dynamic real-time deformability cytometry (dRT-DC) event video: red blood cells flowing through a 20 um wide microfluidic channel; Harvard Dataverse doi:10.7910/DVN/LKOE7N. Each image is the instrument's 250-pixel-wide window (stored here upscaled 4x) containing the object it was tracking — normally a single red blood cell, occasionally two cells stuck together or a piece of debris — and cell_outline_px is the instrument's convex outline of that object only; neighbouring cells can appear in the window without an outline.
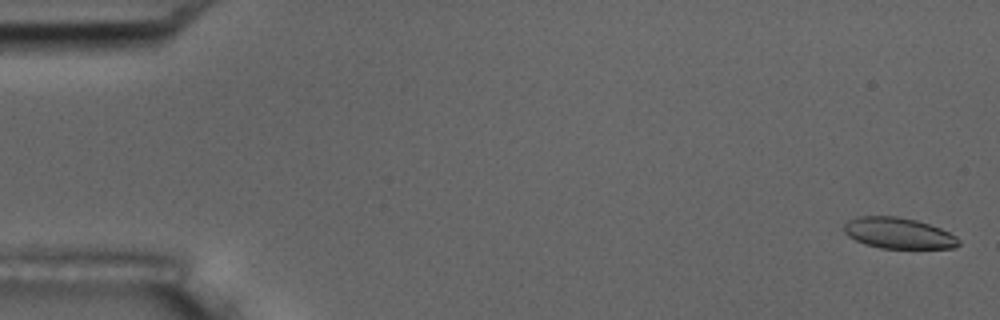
{"species": "common noctule bat (a hibernating species)", "species_latin": "Nyctalus noctula", "temperature_condition": "room temperature", "stored_images_in_passage": 11, "camera_frame_rate_fps": 3000, "um_per_image_px": 0.085, "animal": {"sex": "male", "body_mass_g": 17.5, "forearm_length_mm": 52.3}, "frame": {"image": 1, "passage_image": 1, "time_ms": 0.0, "image_size_px": [1000, 320], "cell_outline_px": [[960, 244], [952, 248], [880, 248], [864, 244], [848, 236], [844, 232], [844, 224], [848, 220], [856, 216], [896, 216], [916, 220], [940, 228], [956, 236], [960, 240]], "centroid_in_image_um": [76.34, 19.81], "position_along_channel_um": 8.7, "area_um2": 20.69}}
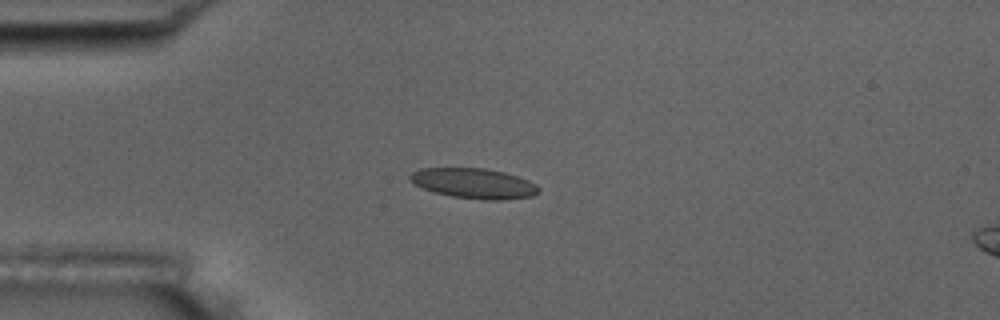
{"frame": {"image": 2, "passage_image": 4, "time_ms": 4.333, "image_size_px": [1000, 320], "cell_outline_px": [[540, 192], [532, 196], [504, 200], [484, 200], [452, 196], [436, 192], [424, 188], [408, 180], [408, 176], [412, 172], [420, 168], [484, 168], [504, 172], [528, 180], [536, 184], [540, 188]], "centroid_in_image_um": [40.3, 15.58], "position_along_channel_um": 44.7, "area_um2": 22.6}}
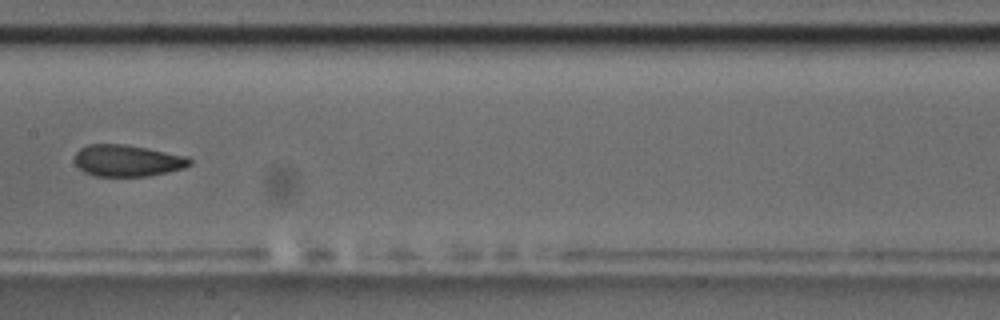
{"frame": {"image": 3, "passage_image": 8, "time_ms": 9.0, "image_size_px": [1000, 320], "cell_outline_px": [[192, 164], [184, 168], [168, 172], [148, 176], [96, 176], [84, 172], [76, 164], [76, 152], [80, 148], [88, 144], [124, 144], [148, 148], [188, 156], [192, 160]], "centroid_in_image_um": [10.87, 13.65], "position_along_channel_um": 196.5, "area_um2": 21.27}}